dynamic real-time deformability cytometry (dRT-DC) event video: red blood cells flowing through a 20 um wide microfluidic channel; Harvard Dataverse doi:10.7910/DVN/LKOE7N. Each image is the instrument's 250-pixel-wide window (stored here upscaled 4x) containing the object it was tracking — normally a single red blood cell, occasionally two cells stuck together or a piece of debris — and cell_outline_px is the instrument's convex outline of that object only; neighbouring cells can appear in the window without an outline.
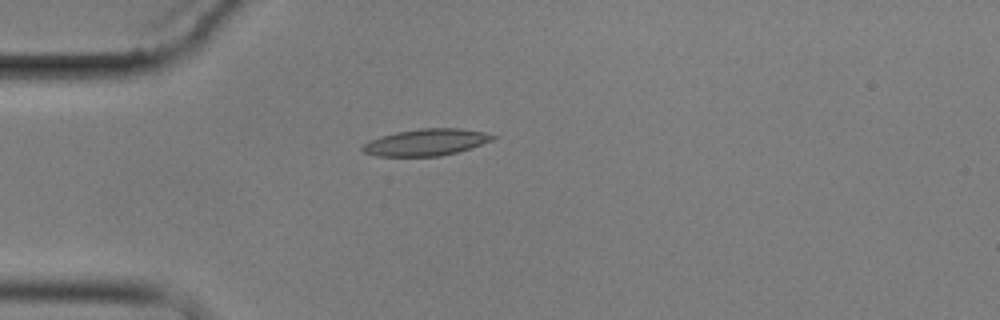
{"species": "common noctule bat (a hibernating species)", "species_latin": "Nyctalus noctula", "temperature_condition": "cold", "stored_images_in_passage": 1, "camera_frame_rate_fps": 3000, "um_per_image_px": 0.085, "animal": {"sex": "male", "body_mass_g": 17.9}, "frame": {"image": 1, "passage_image": 1, "time_ms": 0.0, "image_size_px": [1000, 320], "cell_outline_px": [[496, 136], [492, 140], [456, 152], [440, 156], [376, 156], [364, 152], [360, 148], [364, 144], [380, 136], [396, 132], [420, 128], [460, 128], [484, 132]], "centroid_in_image_um": [36.18, 12.09], "position_along_channel_um": 48.8, "area_um2": 20.0}}